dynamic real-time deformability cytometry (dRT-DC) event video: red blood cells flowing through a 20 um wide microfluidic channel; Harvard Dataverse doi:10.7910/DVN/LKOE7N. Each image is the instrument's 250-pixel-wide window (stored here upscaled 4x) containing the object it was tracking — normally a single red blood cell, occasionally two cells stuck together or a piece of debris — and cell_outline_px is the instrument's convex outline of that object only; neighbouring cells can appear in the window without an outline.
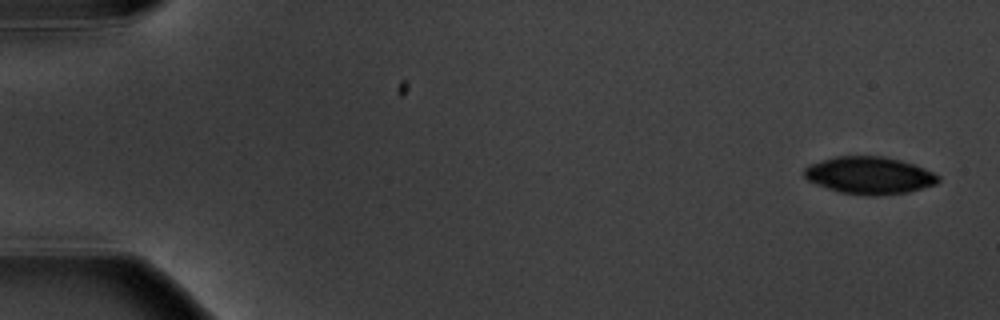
{"species": "common noctule bat (a hibernating species)", "species_latin": "Nyctalus noctula", "temperature_condition": "warm", "stored_images_in_passage": 15, "camera_frame_rate_fps": 3000, "um_per_image_px": 0.085, "animal": {"sex": "male", "body_mass_g": 20.1, "forearm_length_mm": 53.5}, "frame": {"image": 1, "passage_image": 1, "time_ms": 0.0, "image_size_px": [1000, 320], "cell_outline_px": [[940, 180], [936, 184], [908, 192], [876, 196], [868, 196], [840, 192], [816, 184], [808, 180], [804, 176], [804, 168], [808, 164], [836, 156], [884, 156], [900, 160], [924, 168], [940, 176]], "centroid_in_image_um": [73.89, 14.91], "position_along_channel_um": 11.1, "area_um2": 29.13}}
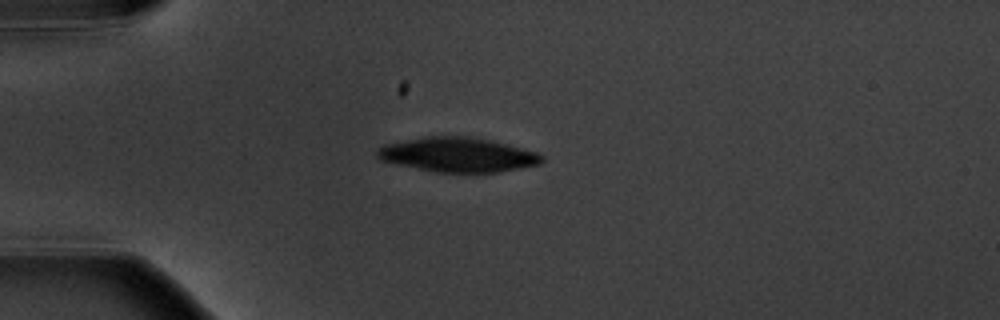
{"frame": {"image": 2, "passage_image": 4, "time_ms": 4.333, "image_size_px": [1000, 320], "cell_outline_px": [[544, 160], [540, 164], [496, 172], [440, 172], [380, 160], [376, 156], [376, 148], [384, 144], [424, 136], [468, 136], [508, 144], [540, 152], [544, 156]], "centroid_in_image_um": [38.93, 13.13], "position_along_channel_um": 46.1, "area_um2": 32.95}}
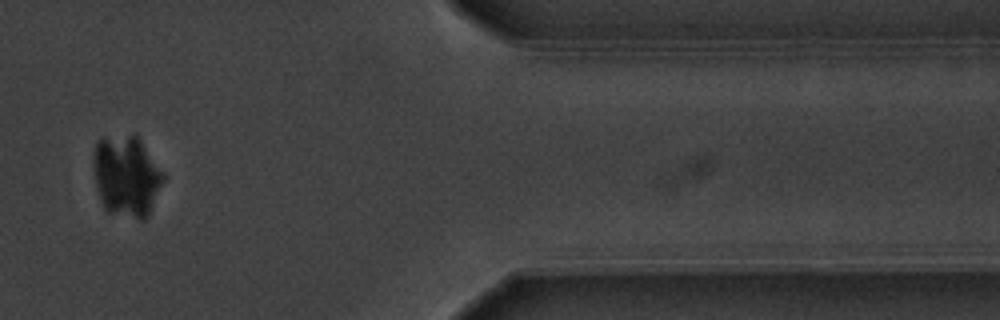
{"frame": {"image": 3, "passage_image": 13, "time_ms": 15.667, "image_size_px": [1000, 320], "cell_outline_px": [[164, 180], [144, 220], [108, 212], [104, 208], [100, 200], [96, 184], [92, 164], [92, 156], [96, 144], [100, 136], [132, 132], [136, 132], [164, 176]], "centroid_in_image_um": [10.69, 14.87], "position_along_channel_um": 400.7, "area_um2": 33.29}}